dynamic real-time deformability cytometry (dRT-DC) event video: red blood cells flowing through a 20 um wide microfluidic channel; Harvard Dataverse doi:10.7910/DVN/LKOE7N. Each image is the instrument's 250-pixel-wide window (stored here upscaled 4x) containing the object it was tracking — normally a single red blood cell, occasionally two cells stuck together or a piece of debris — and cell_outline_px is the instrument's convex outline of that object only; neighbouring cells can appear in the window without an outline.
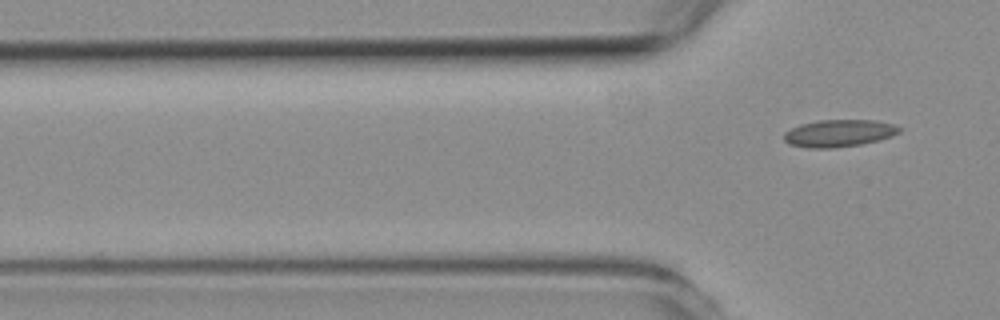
{"species": "common noctule bat (a hibernating species)", "species_latin": "Nyctalus noctula", "temperature_condition": "room temperature", "stored_images_in_passage": 6, "camera_frame_rate_fps": 3000, "um_per_image_px": 0.085, "animal": {"sex": "female", "body_mass_g": 19.3, "forearm_length_mm": 54.1}, "frame": {"image": 1, "passage_image": 6, "time_ms": 8.333, "image_size_px": [1000, 320], "cell_outline_px": [[900, 132], [892, 136], [860, 144], [832, 148], [808, 148], [788, 144], [784, 140], [784, 132], [800, 124], [820, 120], [872, 120], [892, 124], [900, 128]], "centroid_in_image_um": [71.26, 11.32], "position_along_channel_um": 54.5, "area_um2": 18.09}}